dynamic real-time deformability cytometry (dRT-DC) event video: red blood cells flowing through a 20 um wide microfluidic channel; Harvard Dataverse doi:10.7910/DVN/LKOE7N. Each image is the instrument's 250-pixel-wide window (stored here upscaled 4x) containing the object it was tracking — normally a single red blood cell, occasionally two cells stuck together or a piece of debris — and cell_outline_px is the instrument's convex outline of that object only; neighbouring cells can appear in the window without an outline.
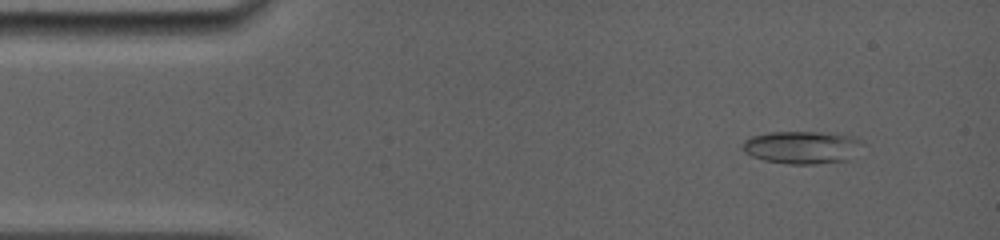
{"species": "common noctule bat (a hibernating species)", "species_latin": "Nyctalus noctula", "temperature_condition": "room temperature", "stored_images_in_passage": 42, "camera_frame_rate_fps": 5000, "um_per_image_px": 0.085, "animal": {"sex": "female", "body_mass_g": 19.0, "forearm_length_mm": 56.7}, "frame": {"image": 1, "passage_image": 4, "time_ms": 1.2, "image_size_px": [1000, 240], "cell_outline_px": [[864, 144], [848, 160], [812, 164], [788, 164], [764, 160], [752, 156], [744, 152], [744, 140], [752, 136], [768, 132], [820, 132], [852, 136], [864, 140]], "centroid_in_image_um": [68.2, 12.52], "position_along_channel_um": 16.8, "area_um2": 22.83}}
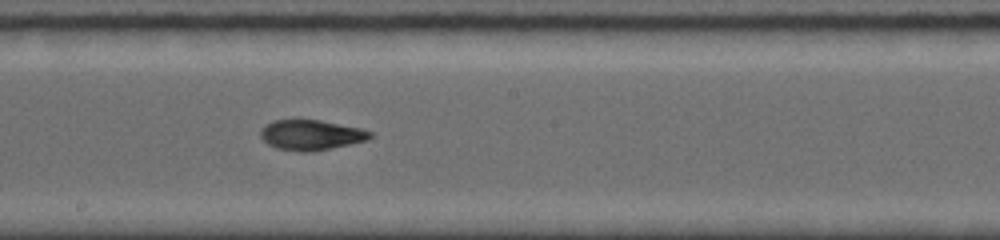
{"frame": {"image": 2, "passage_image": 24, "time_ms": 8.4, "image_size_px": [1000, 240], "cell_outline_px": [[372, 136], [368, 140], [332, 148], [312, 152], [300, 152], [276, 148], [268, 144], [260, 136], [260, 128], [264, 124], [272, 120], [320, 120], [360, 128], [372, 132]], "centroid_in_image_um": [26.41, 11.47], "position_along_channel_um": 221.8, "area_um2": 19.42}}
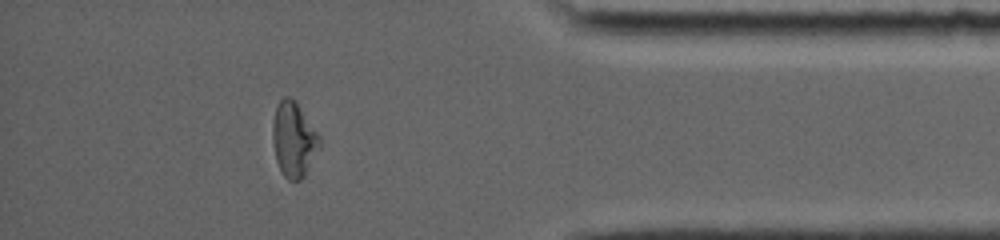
{"frame": {"image": 3, "passage_image": 38, "time_ms": 13.6, "image_size_px": [1000, 240], "cell_outline_px": [[320, 144], [304, 176], [300, 180], [288, 180], [284, 176], [276, 160], [272, 140], [272, 124], [276, 108], [280, 100], [284, 96], [288, 96], [296, 100], [320, 136]], "centroid_in_image_um": [24.95, 11.82], "position_along_channel_um": 410.3, "area_um2": 20.35}, "authors_computed_cell_mechanics": {"area_um2": 20.0566, "velocity_mm_per_s": 3.9649, "shape_relaxation_time_tau1_ms": 11.2101, "shape_relaxation_time_tau2_ms": 1.7388, "deformation_change_tau1": 0.3098, "deformation_change_tau2": 0.0707}}